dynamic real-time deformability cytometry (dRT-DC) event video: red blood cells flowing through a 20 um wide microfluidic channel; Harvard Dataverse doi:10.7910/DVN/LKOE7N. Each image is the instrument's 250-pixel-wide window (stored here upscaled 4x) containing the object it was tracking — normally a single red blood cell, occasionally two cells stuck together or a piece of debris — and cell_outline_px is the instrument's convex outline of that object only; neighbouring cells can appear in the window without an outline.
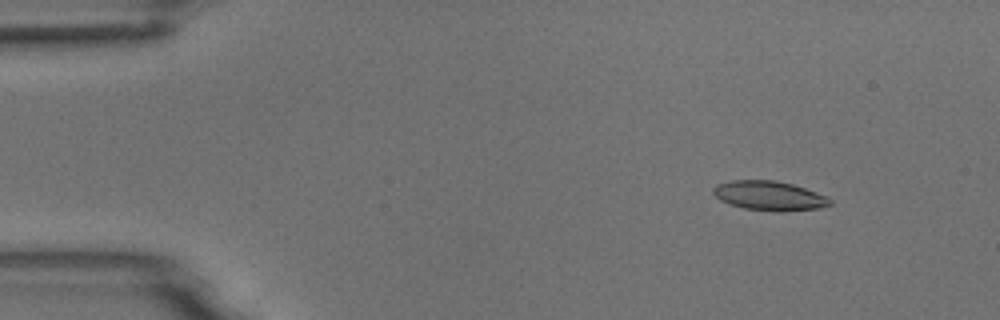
{"species": "common noctule bat (a hibernating species)", "species_latin": "Nyctalus noctula", "temperature_condition": "room temperature", "stored_images_in_passage": 55, "camera_frame_rate_fps": 3000, "um_per_image_px": 0.085, "animal": {"sex": "male", "body_mass_g": 18.8}, "frame": {"image": 1, "passage_image": 7, "time_ms": 2.0, "image_size_px": [1000, 320], "cell_outline_px": [[832, 204], [820, 208], [784, 212], [776, 212], [744, 208], [720, 200], [712, 192], [712, 188], [716, 184], [732, 180], [776, 180], [792, 184], [816, 192], [832, 200]], "centroid_in_image_um": [65.39, 16.64], "position_along_channel_um": 19.6, "area_um2": 20.06}}
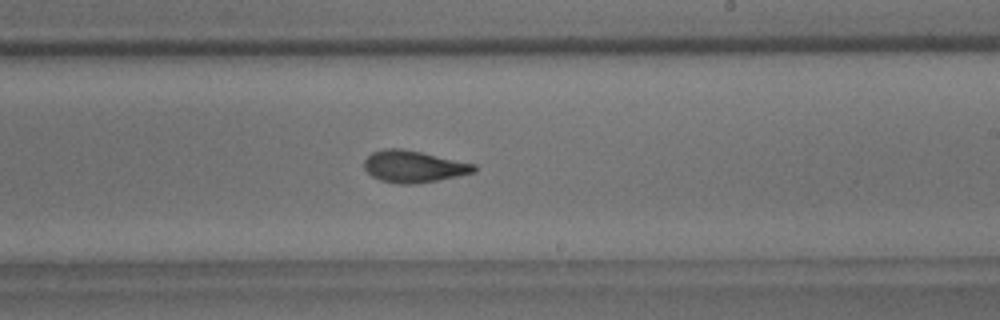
{"frame": {"image": 2, "passage_image": 33, "time_ms": 10.667, "image_size_px": [1000, 320], "cell_outline_px": [[476, 172], [416, 184], [400, 184], [380, 180], [372, 176], [364, 168], [364, 160], [372, 152], [384, 148], [400, 148], [420, 152], [476, 164]], "centroid_in_image_um": [35.14, 14.15], "position_along_channel_um": 253.9, "area_um2": 20.23}}
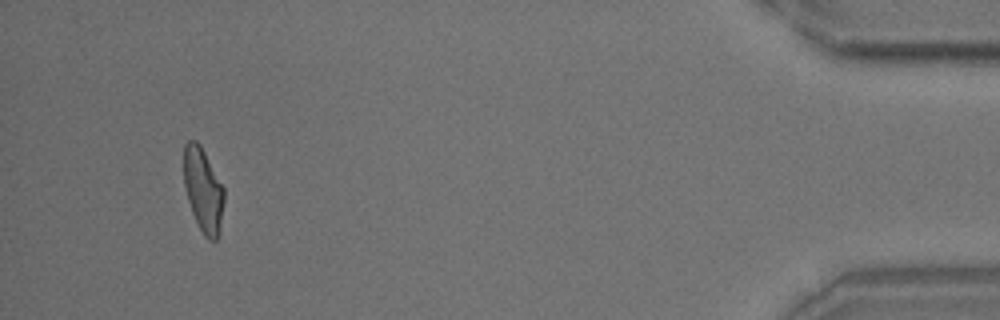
{"frame": {"image": 3, "passage_image": 52, "time_ms": 17.0, "image_size_px": [1000, 320], "cell_outline_px": [[224, 200], [220, 224], [216, 240], [208, 240], [204, 236], [192, 212], [188, 200], [184, 184], [184, 144], [188, 140], [196, 140], [200, 144], [224, 188]], "centroid_in_image_um": [17.26, 16.12], "position_along_channel_um": 417.9, "area_um2": 19.42}, "authors_computed_cell_mechanics": {"area_um2": 20.1722, "velocity_mm_per_s": 3.725, "shape_relaxation_time_tau1_ms": 6.0142, "shape_relaxation_time_tau2_ms": 2.2171, "deformation_change_tau1": 0.1825, "deformation_change_tau2": 0.102}}